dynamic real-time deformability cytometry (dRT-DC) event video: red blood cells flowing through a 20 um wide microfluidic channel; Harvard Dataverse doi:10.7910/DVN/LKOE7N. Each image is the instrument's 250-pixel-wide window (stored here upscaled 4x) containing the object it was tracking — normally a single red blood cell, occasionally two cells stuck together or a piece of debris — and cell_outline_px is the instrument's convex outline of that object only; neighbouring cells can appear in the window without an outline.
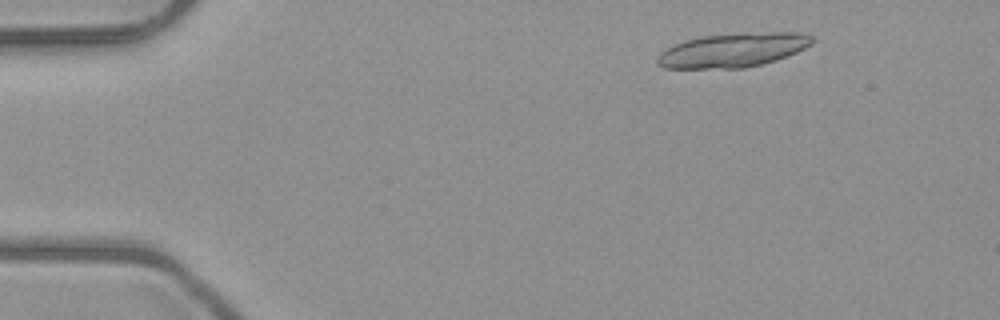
{"species": "common noctule bat (a hibernating species)", "species_latin": "Nyctalus noctula", "temperature_condition": "room temperature", "stored_images_in_passage": 18, "camera_frame_rate_fps": 3000, "um_per_image_px": 0.085, "animal": {"sex": "male", "body_mass_g": 23.1, "forearm_length_mm": 52.7}, "frame": {"image": 1, "passage_image": 6, "time_ms": 1.667, "image_size_px": [1000, 320], "cell_outline_px": [[816, 40], [812, 44], [788, 56], [776, 60], [744, 68], [664, 68], [656, 64], [656, 60], [660, 52], [684, 40], [700, 36], [768, 32], [800, 32], [812, 36]], "centroid_in_image_um": [62.31, 4.26], "position_along_channel_um": 22.7, "area_um2": 30.69}}